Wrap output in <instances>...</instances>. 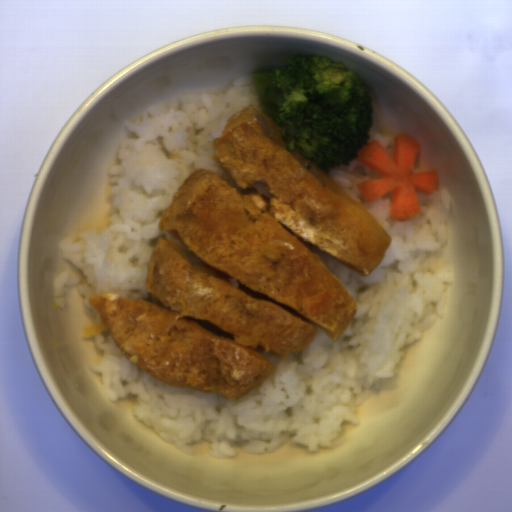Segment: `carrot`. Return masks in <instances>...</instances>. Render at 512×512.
<instances>
[{
  "instance_id": "b8716197",
  "label": "carrot",
  "mask_w": 512,
  "mask_h": 512,
  "mask_svg": "<svg viewBox=\"0 0 512 512\" xmlns=\"http://www.w3.org/2000/svg\"><path fill=\"white\" fill-rule=\"evenodd\" d=\"M419 139L398 134L393 139L391 156L379 140L367 141L355 154L356 160L380 176L356 183L366 203L381 196L391 200L389 219L406 221L421 212L417 191L437 192V171L411 173L420 153Z\"/></svg>"
}]
</instances>
